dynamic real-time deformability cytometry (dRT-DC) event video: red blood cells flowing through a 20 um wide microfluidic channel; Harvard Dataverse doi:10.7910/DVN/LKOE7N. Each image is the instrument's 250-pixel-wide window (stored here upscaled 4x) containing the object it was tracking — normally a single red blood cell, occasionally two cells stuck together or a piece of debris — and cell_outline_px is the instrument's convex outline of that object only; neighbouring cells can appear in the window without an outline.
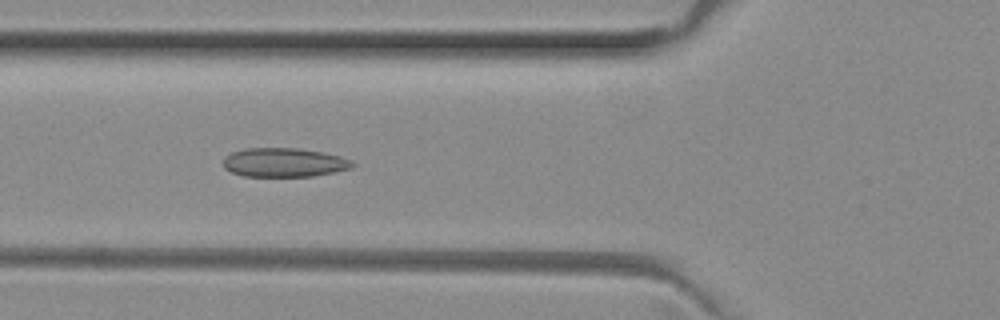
{"species": "common noctule bat (a hibernating species)", "species_latin": "Nyctalus noctula", "temperature_condition": "room temperature", "stored_images_in_passage": 46, "camera_frame_rate_fps": 3000, "um_per_image_px": 0.085, "animal": {"sex": "female", "body_mass_g": 29.2, "forearm_length_mm": 56.3}, "frame": {"image": 1, "passage_image": 13, "time_ms": 4.0, "image_size_px": [1000, 320], "cell_outline_px": [[356, 164], [352, 168], [312, 176], [244, 176], [232, 172], [224, 168], [224, 156], [232, 152], [244, 148], [296, 148], [320, 152], [340, 156], [352, 160]], "centroid_in_image_um": [24.14, 13.8], "position_along_channel_um": 101.7, "area_um2": 21.73}}
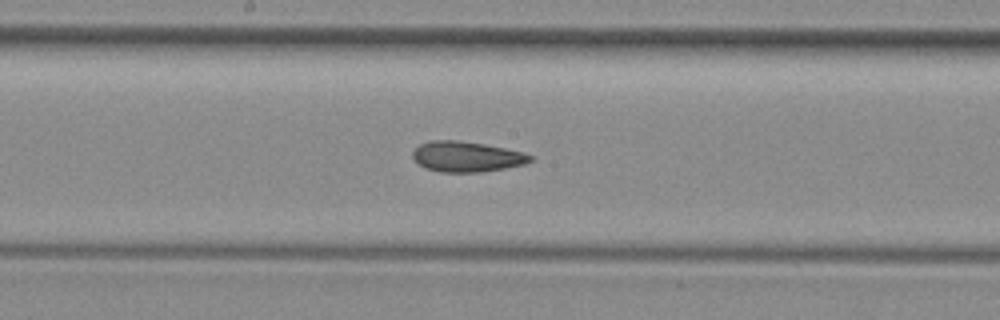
{"frame": {"image": 2, "passage_image": 21, "time_ms": 6.667, "image_size_px": [1000, 320], "cell_outline_px": [[536, 156], [532, 160], [524, 164], [504, 168], [480, 172], [440, 172], [424, 168], [412, 156], [412, 152], [420, 144], [432, 140], [456, 140], [484, 144], [524, 152]], "centroid_in_image_um": [39.68, 13.31], "position_along_channel_um": 208.5, "area_um2": 20.81}}
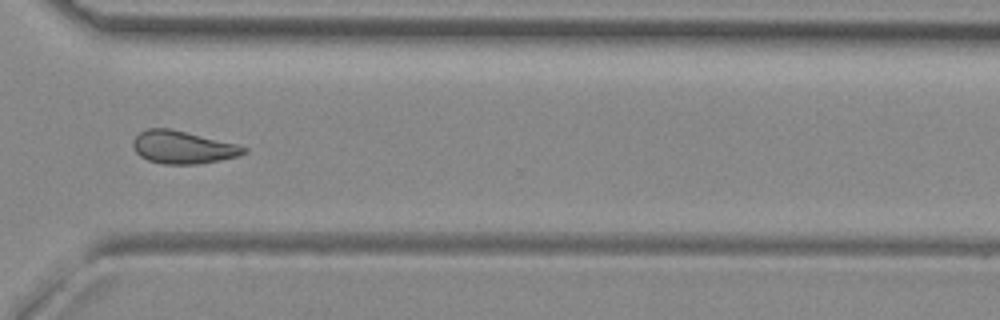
{"frame": {"image": 3, "passage_image": 32, "time_ms": 10.333, "image_size_px": [1000, 320], "cell_outline_px": [[248, 152], [236, 156], [220, 160], [196, 164], [164, 164], [148, 160], [140, 156], [136, 152], [132, 144], [132, 140], [140, 132], [148, 128], [172, 128], [236, 144], [248, 148]], "centroid_in_image_um": [15.52, 12.51], "position_along_channel_um": 355.1, "area_um2": 21.1}, "authors_computed_cell_mechanics": {"area_um2": 21.1837, "velocity_mm_per_s": 3.9947, "shape_relaxation_time_tau1_ms": null, "shape_relaxation_time_tau2_ms": 3.3443, "deformation_change_tau1": null, "deformation_change_tau2": 0.1028}}